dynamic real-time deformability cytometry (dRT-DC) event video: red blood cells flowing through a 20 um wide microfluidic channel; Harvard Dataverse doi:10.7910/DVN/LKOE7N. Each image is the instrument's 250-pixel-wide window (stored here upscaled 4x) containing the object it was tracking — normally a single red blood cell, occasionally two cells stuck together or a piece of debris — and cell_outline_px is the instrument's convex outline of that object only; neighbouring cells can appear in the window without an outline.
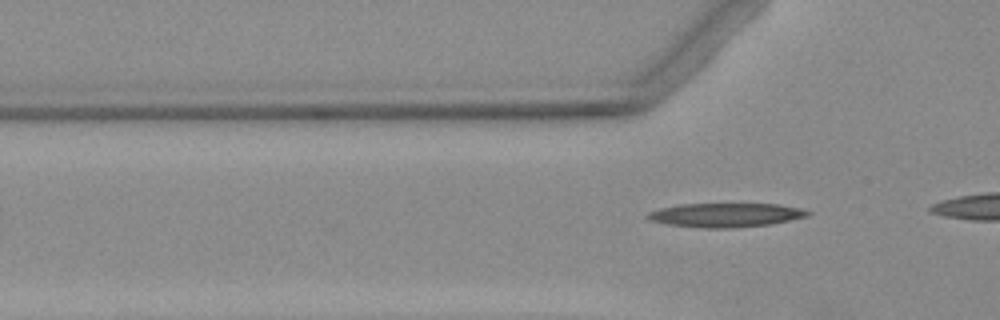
{"species": "Egyptian fruit bat (a non-hibernating species)", "species_latin": "Rousettus aegyptiacus", "temperature_condition": "warm", "stored_images_in_passage": 3, "camera_frame_rate_fps": 3000, "um_per_image_px": 0.085, "animal": {"sex": "female"}, "frame": {"image": 1, "passage_image": 3, "time_ms": 2.333, "image_size_px": [1000, 320], "cell_outline_px": [[812, 212], [808, 216], [768, 224], [728, 228], [704, 228], [668, 224], [652, 220], [644, 216], [648, 212], [660, 208], [680, 204], [780, 204], [800, 208]], "centroid_in_image_um": [61.67, 18.27], "position_along_channel_um": 64.1, "area_um2": 22.14}}